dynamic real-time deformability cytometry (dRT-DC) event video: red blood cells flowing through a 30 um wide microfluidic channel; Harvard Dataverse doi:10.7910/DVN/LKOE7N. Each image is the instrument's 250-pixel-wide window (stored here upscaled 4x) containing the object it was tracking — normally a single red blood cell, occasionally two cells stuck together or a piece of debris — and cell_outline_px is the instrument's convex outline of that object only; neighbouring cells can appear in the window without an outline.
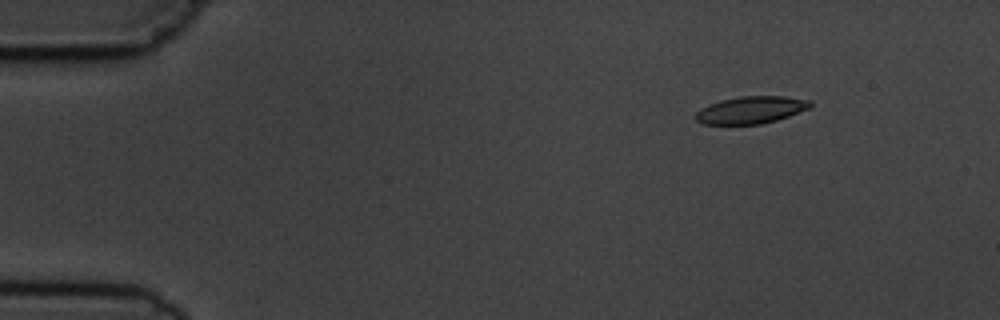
{"species": "common noctule bat (a hibernating species)", "species_latin": "Nyctalus noctula", "temperature_condition": "cold", "stored_images_in_passage": 9, "camera_frame_rate_fps": 3000, "um_per_image_px": 0.085, "animal": {"sex": "male", "body_mass_g": 19.5, "forearm_length_mm": 54.6}, "frame": {"image": 1, "passage_image": 2, "time_ms": 1.333, "image_size_px": [1000, 320], "cell_outline_px": [[812, 104], [808, 108], [788, 116], [776, 120], [760, 124], [704, 124], [696, 120], [692, 116], [700, 108], [708, 104], [720, 100], [740, 96], [784, 96], [808, 100]], "centroid_in_image_um": [63.76, 9.34], "position_along_channel_um": 21.2, "area_um2": 18.15}}
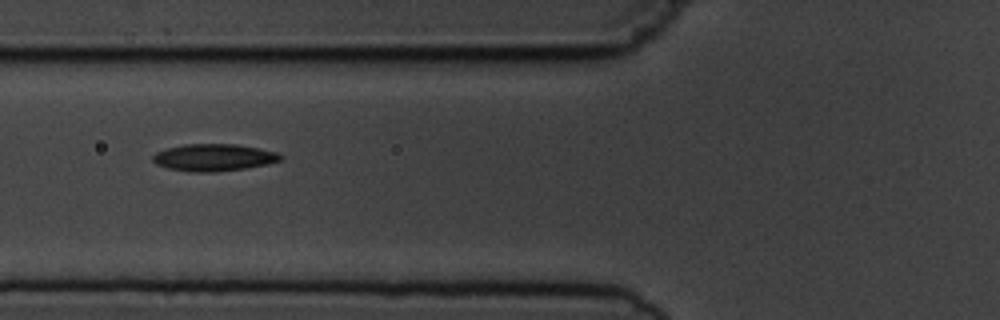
{"frame": {"image": 2, "passage_image": 6, "time_ms": 6.0, "image_size_px": [1000, 320], "cell_outline_px": [[284, 156], [280, 160], [268, 164], [244, 168], [212, 172], [196, 172], [168, 168], [156, 164], [152, 160], [152, 156], [156, 152], [168, 148], [184, 144], [236, 144], [276, 152]], "centroid_in_image_um": [18.16, 13.38], "position_along_channel_um": 107.6, "area_um2": 19.94}}
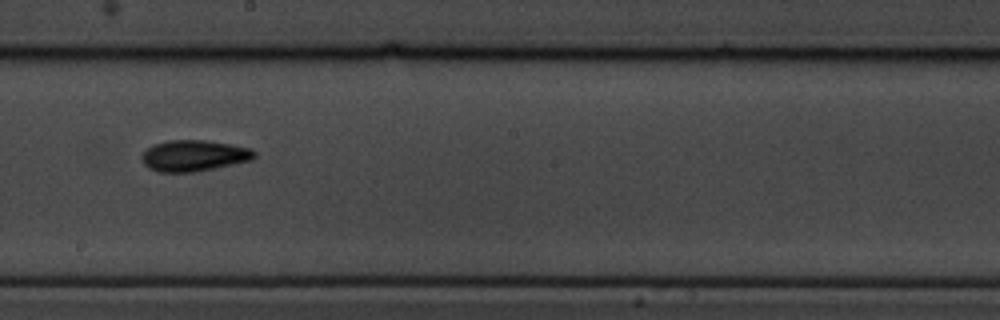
{"frame": {"image": 3, "passage_image": 9, "time_ms": 9.333, "image_size_px": [1000, 320], "cell_outline_px": [[256, 156], [252, 160], [196, 172], [160, 172], [148, 168], [144, 164], [140, 156], [152, 144], [168, 140], [208, 140], [252, 148], [256, 152]], "centroid_in_image_um": [16.49, 13.23], "position_along_channel_um": 231.7, "area_um2": 20.63}}